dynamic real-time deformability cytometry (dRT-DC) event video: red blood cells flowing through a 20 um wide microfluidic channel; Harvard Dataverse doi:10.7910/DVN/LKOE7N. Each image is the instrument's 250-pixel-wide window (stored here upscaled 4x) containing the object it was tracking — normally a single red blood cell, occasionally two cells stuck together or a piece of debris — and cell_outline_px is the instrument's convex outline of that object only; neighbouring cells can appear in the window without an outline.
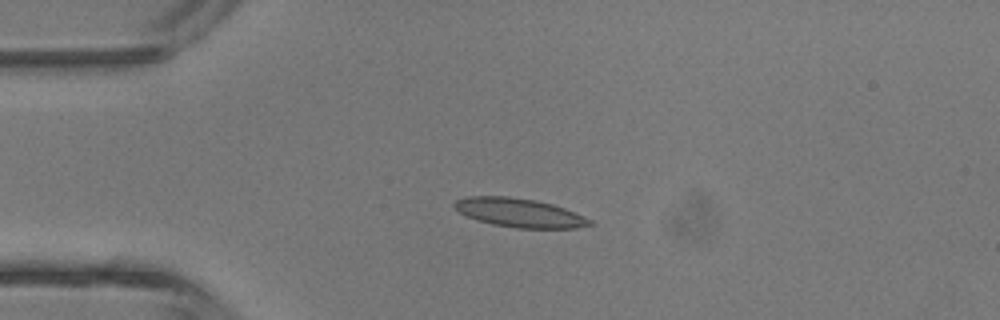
{"species": "common noctule bat (a hibernating species)", "species_latin": "Nyctalus noctula", "temperature_condition": "room temperature", "stored_images_in_passage": 3, "camera_frame_rate_fps": 3000, "um_per_image_px": 0.085, "animal": {"sex": "male", "body_mass_g": 13.3}, "frame": {"image": 1, "passage_image": 2, "time_ms": 1.333, "image_size_px": [1000, 320], "cell_outline_px": [[596, 224], [576, 228], [516, 228], [492, 224], [476, 220], [460, 212], [452, 204], [456, 200], [468, 196], [508, 196], [532, 200], [552, 204], [564, 208], [584, 216], [592, 220]], "centroid_in_image_um": [44.17, 18.09], "position_along_channel_um": 40.8, "area_um2": 22.66}}